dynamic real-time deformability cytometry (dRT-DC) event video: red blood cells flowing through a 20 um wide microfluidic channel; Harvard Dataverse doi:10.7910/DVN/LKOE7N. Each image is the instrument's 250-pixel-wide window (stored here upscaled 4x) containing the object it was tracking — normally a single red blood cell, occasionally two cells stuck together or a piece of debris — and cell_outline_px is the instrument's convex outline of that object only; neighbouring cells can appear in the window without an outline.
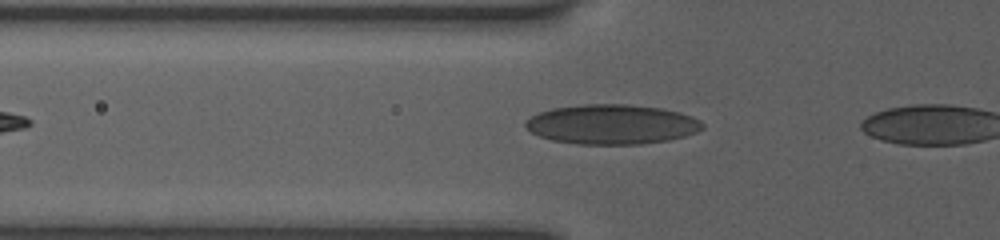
{"species": "human", "species_latin": "Homo sapiens", "temperature_condition": "room temperature", "stored_images_in_passage": 8, "camera_frame_rate_fps": 3000, "um_per_image_px": 0.085, "donor": {"sex": "female"}, "frame": {"image": 1, "passage_image": 6, "time_ms": 1.0, "image_size_px": [1000, 240], "cell_outline_px": [[704, 128], [696, 132], [684, 136], [668, 140], [640, 144], [576, 144], [552, 140], [540, 136], [532, 132], [524, 124], [532, 116], [540, 112], [552, 108], [584, 104], [628, 104], [660, 108], [680, 112], [692, 116], [700, 120], [704, 124]], "centroid_in_image_um": [52.03, 10.56], "position_along_channel_um": 73.8, "area_um2": 40.86}}